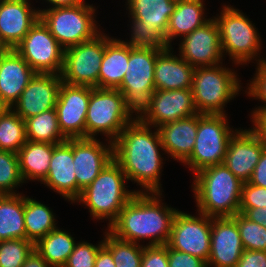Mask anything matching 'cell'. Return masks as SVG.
Listing matches in <instances>:
<instances>
[{
    "mask_svg": "<svg viewBox=\"0 0 266 267\" xmlns=\"http://www.w3.org/2000/svg\"><path fill=\"white\" fill-rule=\"evenodd\" d=\"M196 210L212 218L239 213L243 182L224 164L206 167L193 175Z\"/></svg>",
    "mask_w": 266,
    "mask_h": 267,
    "instance_id": "cell-3",
    "label": "cell"
},
{
    "mask_svg": "<svg viewBox=\"0 0 266 267\" xmlns=\"http://www.w3.org/2000/svg\"><path fill=\"white\" fill-rule=\"evenodd\" d=\"M179 43L178 55L194 68L223 63L219 29L213 17L181 38Z\"/></svg>",
    "mask_w": 266,
    "mask_h": 267,
    "instance_id": "cell-15",
    "label": "cell"
},
{
    "mask_svg": "<svg viewBox=\"0 0 266 267\" xmlns=\"http://www.w3.org/2000/svg\"><path fill=\"white\" fill-rule=\"evenodd\" d=\"M94 267H116L111 252L104 245L97 253Z\"/></svg>",
    "mask_w": 266,
    "mask_h": 267,
    "instance_id": "cell-48",
    "label": "cell"
},
{
    "mask_svg": "<svg viewBox=\"0 0 266 267\" xmlns=\"http://www.w3.org/2000/svg\"><path fill=\"white\" fill-rule=\"evenodd\" d=\"M24 183L18 154L0 150V195L19 194L18 187Z\"/></svg>",
    "mask_w": 266,
    "mask_h": 267,
    "instance_id": "cell-37",
    "label": "cell"
},
{
    "mask_svg": "<svg viewBox=\"0 0 266 267\" xmlns=\"http://www.w3.org/2000/svg\"><path fill=\"white\" fill-rule=\"evenodd\" d=\"M26 239L24 194L0 195V241Z\"/></svg>",
    "mask_w": 266,
    "mask_h": 267,
    "instance_id": "cell-30",
    "label": "cell"
},
{
    "mask_svg": "<svg viewBox=\"0 0 266 267\" xmlns=\"http://www.w3.org/2000/svg\"><path fill=\"white\" fill-rule=\"evenodd\" d=\"M263 140L265 148H266V132H256Z\"/></svg>",
    "mask_w": 266,
    "mask_h": 267,
    "instance_id": "cell-53",
    "label": "cell"
},
{
    "mask_svg": "<svg viewBox=\"0 0 266 267\" xmlns=\"http://www.w3.org/2000/svg\"><path fill=\"white\" fill-rule=\"evenodd\" d=\"M129 61V46L105 33V53L99 70L98 88L117 89Z\"/></svg>",
    "mask_w": 266,
    "mask_h": 267,
    "instance_id": "cell-26",
    "label": "cell"
},
{
    "mask_svg": "<svg viewBox=\"0 0 266 267\" xmlns=\"http://www.w3.org/2000/svg\"><path fill=\"white\" fill-rule=\"evenodd\" d=\"M176 3H182V2H191V1H198V0H173Z\"/></svg>",
    "mask_w": 266,
    "mask_h": 267,
    "instance_id": "cell-54",
    "label": "cell"
},
{
    "mask_svg": "<svg viewBox=\"0 0 266 267\" xmlns=\"http://www.w3.org/2000/svg\"><path fill=\"white\" fill-rule=\"evenodd\" d=\"M266 207V188L243 183L239 209Z\"/></svg>",
    "mask_w": 266,
    "mask_h": 267,
    "instance_id": "cell-42",
    "label": "cell"
},
{
    "mask_svg": "<svg viewBox=\"0 0 266 267\" xmlns=\"http://www.w3.org/2000/svg\"><path fill=\"white\" fill-rule=\"evenodd\" d=\"M197 129L198 114L164 124L158 128L168 159L171 157L174 161L183 163L191 155Z\"/></svg>",
    "mask_w": 266,
    "mask_h": 267,
    "instance_id": "cell-25",
    "label": "cell"
},
{
    "mask_svg": "<svg viewBox=\"0 0 266 267\" xmlns=\"http://www.w3.org/2000/svg\"><path fill=\"white\" fill-rule=\"evenodd\" d=\"M162 198V192H136L106 229L115 237L135 244L149 240L146 246L166 245L179 209L166 205Z\"/></svg>",
    "mask_w": 266,
    "mask_h": 267,
    "instance_id": "cell-2",
    "label": "cell"
},
{
    "mask_svg": "<svg viewBox=\"0 0 266 267\" xmlns=\"http://www.w3.org/2000/svg\"><path fill=\"white\" fill-rule=\"evenodd\" d=\"M131 37L126 41L119 39L132 49H151L162 51L169 48L165 37L155 28L147 27L142 21L129 16Z\"/></svg>",
    "mask_w": 266,
    "mask_h": 267,
    "instance_id": "cell-36",
    "label": "cell"
},
{
    "mask_svg": "<svg viewBox=\"0 0 266 267\" xmlns=\"http://www.w3.org/2000/svg\"><path fill=\"white\" fill-rule=\"evenodd\" d=\"M104 245V237L98 244L80 240L63 267H94L99 249Z\"/></svg>",
    "mask_w": 266,
    "mask_h": 267,
    "instance_id": "cell-40",
    "label": "cell"
},
{
    "mask_svg": "<svg viewBox=\"0 0 266 267\" xmlns=\"http://www.w3.org/2000/svg\"><path fill=\"white\" fill-rule=\"evenodd\" d=\"M262 63L266 66V58H263Z\"/></svg>",
    "mask_w": 266,
    "mask_h": 267,
    "instance_id": "cell-56",
    "label": "cell"
},
{
    "mask_svg": "<svg viewBox=\"0 0 266 267\" xmlns=\"http://www.w3.org/2000/svg\"><path fill=\"white\" fill-rule=\"evenodd\" d=\"M61 83V75L35 73L11 108L24 121L44 111L54 109Z\"/></svg>",
    "mask_w": 266,
    "mask_h": 267,
    "instance_id": "cell-18",
    "label": "cell"
},
{
    "mask_svg": "<svg viewBox=\"0 0 266 267\" xmlns=\"http://www.w3.org/2000/svg\"><path fill=\"white\" fill-rule=\"evenodd\" d=\"M265 148L252 129L238 128L228 143L223 164L243 183L248 182Z\"/></svg>",
    "mask_w": 266,
    "mask_h": 267,
    "instance_id": "cell-17",
    "label": "cell"
},
{
    "mask_svg": "<svg viewBox=\"0 0 266 267\" xmlns=\"http://www.w3.org/2000/svg\"><path fill=\"white\" fill-rule=\"evenodd\" d=\"M9 108L10 106L0 96V115L4 114Z\"/></svg>",
    "mask_w": 266,
    "mask_h": 267,
    "instance_id": "cell-52",
    "label": "cell"
},
{
    "mask_svg": "<svg viewBox=\"0 0 266 267\" xmlns=\"http://www.w3.org/2000/svg\"><path fill=\"white\" fill-rule=\"evenodd\" d=\"M126 11L142 21L147 27L155 28L164 37L170 16L175 12L177 3L173 0H126Z\"/></svg>",
    "mask_w": 266,
    "mask_h": 267,
    "instance_id": "cell-29",
    "label": "cell"
},
{
    "mask_svg": "<svg viewBox=\"0 0 266 267\" xmlns=\"http://www.w3.org/2000/svg\"><path fill=\"white\" fill-rule=\"evenodd\" d=\"M228 117L224 114L198 113L195 145L191 155L182 163L192 174L209 166L223 164L230 138L238 130L229 126Z\"/></svg>",
    "mask_w": 266,
    "mask_h": 267,
    "instance_id": "cell-9",
    "label": "cell"
},
{
    "mask_svg": "<svg viewBox=\"0 0 266 267\" xmlns=\"http://www.w3.org/2000/svg\"><path fill=\"white\" fill-rule=\"evenodd\" d=\"M5 50V48L0 44V54Z\"/></svg>",
    "mask_w": 266,
    "mask_h": 267,
    "instance_id": "cell-55",
    "label": "cell"
},
{
    "mask_svg": "<svg viewBox=\"0 0 266 267\" xmlns=\"http://www.w3.org/2000/svg\"><path fill=\"white\" fill-rule=\"evenodd\" d=\"M22 267H51L37 252L34 250L26 259Z\"/></svg>",
    "mask_w": 266,
    "mask_h": 267,
    "instance_id": "cell-50",
    "label": "cell"
},
{
    "mask_svg": "<svg viewBox=\"0 0 266 267\" xmlns=\"http://www.w3.org/2000/svg\"><path fill=\"white\" fill-rule=\"evenodd\" d=\"M256 71L251 78L250 83L248 82L247 87H245V93L249 99L261 100L263 106H257L255 109L251 110L250 118L261 108H266V66L260 62L256 64Z\"/></svg>",
    "mask_w": 266,
    "mask_h": 267,
    "instance_id": "cell-41",
    "label": "cell"
},
{
    "mask_svg": "<svg viewBox=\"0 0 266 267\" xmlns=\"http://www.w3.org/2000/svg\"><path fill=\"white\" fill-rule=\"evenodd\" d=\"M35 250V244L28 239L0 241V267H22Z\"/></svg>",
    "mask_w": 266,
    "mask_h": 267,
    "instance_id": "cell-38",
    "label": "cell"
},
{
    "mask_svg": "<svg viewBox=\"0 0 266 267\" xmlns=\"http://www.w3.org/2000/svg\"><path fill=\"white\" fill-rule=\"evenodd\" d=\"M255 132H266V108L259 109L250 119Z\"/></svg>",
    "mask_w": 266,
    "mask_h": 267,
    "instance_id": "cell-49",
    "label": "cell"
},
{
    "mask_svg": "<svg viewBox=\"0 0 266 267\" xmlns=\"http://www.w3.org/2000/svg\"><path fill=\"white\" fill-rule=\"evenodd\" d=\"M73 165V139L53 144L49 171L41 183L71 204L77 199V182Z\"/></svg>",
    "mask_w": 266,
    "mask_h": 267,
    "instance_id": "cell-22",
    "label": "cell"
},
{
    "mask_svg": "<svg viewBox=\"0 0 266 267\" xmlns=\"http://www.w3.org/2000/svg\"><path fill=\"white\" fill-rule=\"evenodd\" d=\"M198 114L191 88L155 90L150 111L141 120L153 128Z\"/></svg>",
    "mask_w": 266,
    "mask_h": 267,
    "instance_id": "cell-21",
    "label": "cell"
},
{
    "mask_svg": "<svg viewBox=\"0 0 266 267\" xmlns=\"http://www.w3.org/2000/svg\"><path fill=\"white\" fill-rule=\"evenodd\" d=\"M53 154V144L27 140L18 152L21 176L29 181L42 183L48 174Z\"/></svg>",
    "mask_w": 266,
    "mask_h": 267,
    "instance_id": "cell-28",
    "label": "cell"
},
{
    "mask_svg": "<svg viewBox=\"0 0 266 267\" xmlns=\"http://www.w3.org/2000/svg\"><path fill=\"white\" fill-rule=\"evenodd\" d=\"M36 73L60 75L64 63L63 47L39 19L14 49Z\"/></svg>",
    "mask_w": 266,
    "mask_h": 267,
    "instance_id": "cell-12",
    "label": "cell"
},
{
    "mask_svg": "<svg viewBox=\"0 0 266 267\" xmlns=\"http://www.w3.org/2000/svg\"><path fill=\"white\" fill-rule=\"evenodd\" d=\"M210 244L211 217L199 212L192 215L178 210L172 222L167 245L174 250L199 257L207 263Z\"/></svg>",
    "mask_w": 266,
    "mask_h": 267,
    "instance_id": "cell-13",
    "label": "cell"
},
{
    "mask_svg": "<svg viewBox=\"0 0 266 267\" xmlns=\"http://www.w3.org/2000/svg\"><path fill=\"white\" fill-rule=\"evenodd\" d=\"M244 247L231 217H211V244L207 267H236Z\"/></svg>",
    "mask_w": 266,
    "mask_h": 267,
    "instance_id": "cell-20",
    "label": "cell"
},
{
    "mask_svg": "<svg viewBox=\"0 0 266 267\" xmlns=\"http://www.w3.org/2000/svg\"><path fill=\"white\" fill-rule=\"evenodd\" d=\"M132 121L126 112L124 95L118 89L91 87L85 138L96 139L103 134L105 140L113 143Z\"/></svg>",
    "mask_w": 266,
    "mask_h": 267,
    "instance_id": "cell-10",
    "label": "cell"
},
{
    "mask_svg": "<svg viewBox=\"0 0 266 267\" xmlns=\"http://www.w3.org/2000/svg\"><path fill=\"white\" fill-rule=\"evenodd\" d=\"M173 48L163 49L157 55L154 67L156 90L188 89L192 86L195 68L178 54L174 55Z\"/></svg>",
    "mask_w": 266,
    "mask_h": 267,
    "instance_id": "cell-24",
    "label": "cell"
},
{
    "mask_svg": "<svg viewBox=\"0 0 266 267\" xmlns=\"http://www.w3.org/2000/svg\"><path fill=\"white\" fill-rule=\"evenodd\" d=\"M231 218L237 223L245 250L266 251V227L249 220L242 213Z\"/></svg>",
    "mask_w": 266,
    "mask_h": 267,
    "instance_id": "cell-39",
    "label": "cell"
},
{
    "mask_svg": "<svg viewBox=\"0 0 266 267\" xmlns=\"http://www.w3.org/2000/svg\"><path fill=\"white\" fill-rule=\"evenodd\" d=\"M25 129L26 139L33 142L59 144L67 140L60 130L55 108L26 119Z\"/></svg>",
    "mask_w": 266,
    "mask_h": 267,
    "instance_id": "cell-33",
    "label": "cell"
},
{
    "mask_svg": "<svg viewBox=\"0 0 266 267\" xmlns=\"http://www.w3.org/2000/svg\"><path fill=\"white\" fill-rule=\"evenodd\" d=\"M205 0L177 3L175 12L170 16L165 40L169 47L176 38L180 39L201 27L207 18Z\"/></svg>",
    "mask_w": 266,
    "mask_h": 267,
    "instance_id": "cell-27",
    "label": "cell"
},
{
    "mask_svg": "<svg viewBox=\"0 0 266 267\" xmlns=\"http://www.w3.org/2000/svg\"><path fill=\"white\" fill-rule=\"evenodd\" d=\"M152 128L141 120H133L113 142V159L127 180L140 186L137 190L140 193L164 192L160 181L165 151L159 130Z\"/></svg>",
    "mask_w": 266,
    "mask_h": 267,
    "instance_id": "cell-1",
    "label": "cell"
},
{
    "mask_svg": "<svg viewBox=\"0 0 266 267\" xmlns=\"http://www.w3.org/2000/svg\"><path fill=\"white\" fill-rule=\"evenodd\" d=\"M31 0H0V44L15 49L40 19Z\"/></svg>",
    "mask_w": 266,
    "mask_h": 267,
    "instance_id": "cell-19",
    "label": "cell"
},
{
    "mask_svg": "<svg viewBox=\"0 0 266 267\" xmlns=\"http://www.w3.org/2000/svg\"><path fill=\"white\" fill-rule=\"evenodd\" d=\"M44 2H47V5L49 4V6H46V8L51 9L56 7H66L82 4L85 2V0H44Z\"/></svg>",
    "mask_w": 266,
    "mask_h": 267,
    "instance_id": "cell-51",
    "label": "cell"
},
{
    "mask_svg": "<svg viewBox=\"0 0 266 267\" xmlns=\"http://www.w3.org/2000/svg\"><path fill=\"white\" fill-rule=\"evenodd\" d=\"M236 267H266V251L244 250Z\"/></svg>",
    "mask_w": 266,
    "mask_h": 267,
    "instance_id": "cell-45",
    "label": "cell"
},
{
    "mask_svg": "<svg viewBox=\"0 0 266 267\" xmlns=\"http://www.w3.org/2000/svg\"><path fill=\"white\" fill-rule=\"evenodd\" d=\"M141 267H169L166 245L143 247Z\"/></svg>",
    "mask_w": 266,
    "mask_h": 267,
    "instance_id": "cell-43",
    "label": "cell"
},
{
    "mask_svg": "<svg viewBox=\"0 0 266 267\" xmlns=\"http://www.w3.org/2000/svg\"><path fill=\"white\" fill-rule=\"evenodd\" d=\"M91 87L62 82L56 101L59 127L67 139L85 138V123Z\"/></svg>",
    "mask_w": 266,
    "mask_h": 267,
    "instance_id": "cell-14",
    "label": "cell"
},
{
    "mask_svg": "<svg viewBox=\"0 0 266 267\" xmlns=\"http://www.w3.org/2000/svg\"><path fill=\"white\" fill-rule=\"evenodd\" d=\"M238 77L236 70L222 63L195 68L191 90L197 112L228 115L226 105L244 91Z\"/></svg>",
    "mask_w": 266,
    "mask_h": 267,
    "instance_id": "cell-6",
    "label": "cell"
},
{
    "mask_svg": "<svg viewBox=\"0 0 266 267\" xmlns=\"http://www.w3.org/2000/svg\"><path fill=\"white\" fill-rule=\"evenodd\" d=\"M35 73L14 49H5L0 54V96L10 108L19 99Z\"/></svg>",
    "mask_w": 266,
    "mask_h": 267,
    "instance_id": "cell-23",
    "label": "cell"
},
{
    "mask_svg": "<svg viewBox=\"0 0 266 267\" xmlns=\"http://www.w3.org/2000/svg\"><path fill=\"white\" fill-rule=\"evenodd\" d=\"M105 53V33L65 49L61 80L70 85L98 88L99 70Z\"/></svg>",
    "mask_w": 266,
    "mask_h": 267,
    "instance_id": "cell-11",
    "label": "cell"
},
{
    "mask_svg": "<svg viewBox=\"0 0 266 267\" xmlns=\"http://www.w3.org/2000/svg\"><path fill=\"white\" fill-rule=\"evenodd\" d=\"M26 141L25 121L9 108L0 115V150L18 154Z\"/></svg>",
    "mask_w": 266,
    "mask_h": 267,
    "instance_id": "cell-34",
    "label": "cell"
},
{
    "mask_svg": "<svg viewBox=\"0 0 266 267\" xmlns=\"http://www.w3.org/2000/svg\"><path fill=\"white\" fill-rule=\"evenodd\" d=\"M127 178L121 166L113 159L99 175L84 188L73 202L89 209L94 221L105 220L107 228L117 219L120 211L137 190L128 189Z\"/></svg>",
    "mask_w": 266,
    "mask_h": 267,
    "instance_id": "cell-4",
    "label": "cell"
},
{
    "mask_svg": "<svg viewBox=\"0 0 266 267\" xmlns=\"http://www.w3.org/2000/svg\"><path fill=\"white\" fill-rule=\"evenodd\" d=\"M77 242L71 232L57 227L35 243V250L51 267H63Z\"/></svg>",
    "mask_w": 266,
    "mask_h": 267,
    "instance_id": "cell-32",
    "label": "cell"
},
{
    "mask_svg": "<svg viewBox=\"0 0 266 267\" xmlns=\"http://www.w3.org/2000/svg\"><path fill=\"white\" fill-rule=\"evenodd\" d=\"M104 234V246L111 252L116 267H141L144 244L124 241L107 229Z\"/></svg>",
    "mask_w": 266,
    "mask_h": 267,
    "instance_id": "cell-35",
    "label": "cell"
},
{
    "mask_svg": "<svg viewBox=\"0 0 266 267\" xmlns=\"http://www.w3.org/2000/svg\"><path fill=\"white\" fill-rule=\"evenodd\" d=\"M160 52L129 47L128 67L117 89L124 95L126 112L132 120H142L151 109L156 90L154 67Z\"/></svg>",
    "mask_w": 266,
    "mask_h": 267,
    "instance_id": "cell-7",
    "label": "cell"
},
{
    "mask_svg": "<svg viewBox=\"0 0 266 267\" xmlns=\"http://www.w3.org/2000/svg\"><path fill=\"white\" fill-rule=\"evenodd\" d=\"M169 267H207V263L196 256L174 250L167 245Z\"/></svg>",
    "mask_w": 266,
    "mask_h": 267,
    "instance_id": "cell-44",
    "label": "cell"
},
{
    "mask_svg": "<svg viewBox=\"0 0 266 267\" xmlns=\"http://www.w3.org/2000/svg\"><path fill=\"white\" fill-rule=\"evenodd\" d=\"M38 11L40 19L64 50L89 41L102 32L95 15L98 10L93 3L85 1L82 4L51 9L40 7Z\"/></svg>",
    "mask_w": 266,
    "mask_h": 267,
    "instance_id": "cell-8",
    "label": "cell"
},
{
    "mask_svg": "<svg viewBox=\"0 0 266 267\" xmlns=\"http://www.w3.org/2000/svg\"><path fill=\"white\" fill-rule=\"evenodd\" d=\"M221 9L213 18L219 29L224 59L228 55L235 67L262 62V38L255 23L233 5L224 4Z\"/></svg>",
    "mask_w": 266,
    "mask_h": 267,
    "instance_id": "cell-5",
    "label": "cell"
},
{
    "mask_svg": "<svg viewBox=\"0 0 266 267\" xmlns=\"http://www.w3.org/2000/svg\"><path fill=\"white\" fill-rule=\"evenodd\" d=\"M55 217L53 209L24 194L26 239L35 244L56 229L58 226Z\"/></svg>",
    "mask_w": 266,
    "mask_h": 267,
    "instance_id": "cell-31",
    "label": "cell"
},
{
    "mask_svg": "<svg viewBox=\"0 0 266 267\" xmlns=\"http://www.w3.org/2000/svg\"><path fill=\"white\" fill-rule=\"evenodd\" d=\"M250 184L266 188V148L260 155L259 161L255 166L252 176L248 181Z\"/></svg>",
    "mask_w": 266,
    "mask_h": 267,
    "instance_id": "cell-46",
    "label": "cell"
},
{
    "mask_svg": "<svg viewBox=\"0 0 266 267\" xmlns=\"http://www.w3.org/2000/svg\"><path fill=\"white\" fill-rule=\"evenodd\" d=\"M96 138L73 139V163L77 182V198L113 160V143Z\"/></svg>",
    "mask_w": 266,
    "mask_h": 267,
    "instance_id": "cell-16",
    "label": "cell"
},
{
    "mask_svg": "<svg viewBox=\"0 0 266 267\" xmlns=\"http://www.w3.org/2000/svg\"><path fill=\"white\" fill-rule=\"evenodd\" d=\"M249 220L266 227V207L255 209H239Z\"/></svg>",
    "mask_w": 266,
    "mask_h": 267,
    "instance_id": "cell-47",
    "label": "cell"
}]
</instances>
